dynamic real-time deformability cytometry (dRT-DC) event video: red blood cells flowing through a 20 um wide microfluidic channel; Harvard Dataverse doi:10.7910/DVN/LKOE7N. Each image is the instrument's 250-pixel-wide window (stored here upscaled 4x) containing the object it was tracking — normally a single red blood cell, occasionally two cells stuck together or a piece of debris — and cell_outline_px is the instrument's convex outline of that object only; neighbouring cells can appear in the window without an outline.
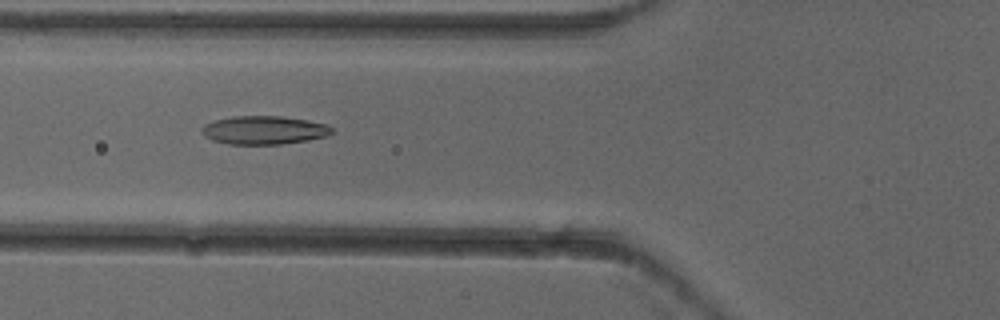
{"species": "common noctule bat (a hibernating species)", "species_latin": "Nyctalus noctula", "temperature_condition": "cold", "stored_images_in_passage": 6, "camera_frame_rate_fps": 3000, "um_per_image_px": 0.085, "animal": {"sex": "female"}, "frame": {"image": 1, "passage_image": 6, "time_ms": 1.667, "image_size_px": [1000, 320], "cell_outline_px": [[336, 132], [328, 136], [308, 140], [280, 144], [228, 144], [212, 140], [204, 136], [200, 128], [204, 124], [216, 120], [232, 116], [280, 116], [308, 120], [328, 124]], "centroid_in_image_um": [22.47, 11.06], "position_along_channel_um": 103.3, "area_um2": 21.73}}